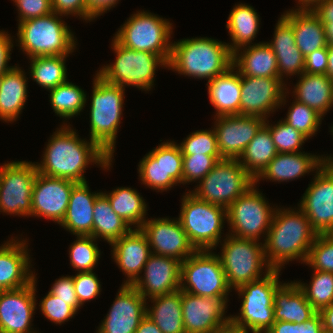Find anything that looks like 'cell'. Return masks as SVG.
I'll use <instances>...</instances> for the list:
<instances>
[{
    "label": "cell",
    "mask_w": 333,
    "mask_h": 333,
    "mask_svg": "<svg viewBox=\"0 0 333 333\" xmlns=\"http://www.w3.org/2000/svg\"><path fill=\"white\" fill-rule=\"evenodd\" d=\"M309 285L296 281L307 301L319 312L333 302V273L314 270Z\"/></svg>",
    "instance_id": "obj_43"
},
{
    "label": "cell",
    "mask_w": 333,
    "mask_h": 333,
    "mask_svg": "<svg viewBox=\"0 0 333 333\" xmlns=\"http://www.w3.org/2000/svg\"><path fill=\"white\" fill-rule=\"evenodd\" d=\"M240 75L279 77L277 58L266 42L242 47L233 53V65Z\"/></svg>",
    "instance_id": "obj_33"
},
{
    "label": "cell",
    "mask_w": 333,
    "mask_h": 333,
    "mask_svg": "<svg viewBox=\"0 0 333 333\" xmlns=\"http://www.w3.org/2000/svg\"><path fill=\"white\" fill-rule=\"evenodd\" d=\"M273 304L275 321L300 324L317 313L295 280L282 283L276 289Z\"/></svg>",
    "instance_id": "obj_32"
},
{
    "label": "cell",
    "mask_w": 333,
    "mask_h": 333,
    "mask_svg": "<svg viewBox=\"0 0 333 333\" xmlns=\"http://www.w3.org/2000/svg\"><path fill=\"white\" fill-rule=\"evenodd\" d=\"M13 38L8 32L0 30V76L13 66H8V62L11 60V50L13 46Z\"/></svg>",
    "instance_id": "obj_58"
},
{
    "label": "cell",
    "mask_w": 333,
    "mask_h": 333,
    "mask_svg": "<svg viewBox=\"0 0 333 333\" xmlns=\"http://www.w3.org/2000/svg\"><path fill=\"white\" fill-rule=\"evenodd\" d=\"M86 1V22L92 21L98 16L107 13L114 8L120 0H85Z\"/></svg>",
    "instance_id": "obj_57"
},
{
    "label": "cell",
    "mask_w": 333,
    "mask_h": 333,
    "mask_svg": "<svg viewBox=\"0 0 333 333\" xmlns=\"http://www.w3.org/2000/svg\"><path fill=\"white\" fill-rule=\"evenodd\" d=\"M281 270L272 269L264 277L245 283L235 289L242 298L240 313L230 315V321L251 333H265L275 322L274 294L282 284Z\"/></svg>",
    "instance_id": "obj_6"
},
{
    "label": "cell",
    "mask_w": 333,
    "mask_h": 333,
    "mask_svg": "<svg viewBox=\"0 0 333 333\" xmlns=\"http://www.w3.org/2000/svg\"><path fill=\"white\" fill-rule=\"evenodd\" d=\"M333 81L326 74L299 76L292 91L296 101L306 104L322 117L331 110Z\"/></svg>",
    "instance_id": "obj_35"
},
{
    "label": "cell",
    "mask_w": 333,
    "mask_h": 333,
    "mask_svg": "<svg viewBox=\"0 0 333 333\" xmlns=\"http://www.w3.org/2000/svg\"><path fill=\"white\" fill-rule=\"evenodd\" d=\"M328 45H333V22H322Z\"/></svg>",
    "instance_id": "obj_65"
},
{
    "label": "cell",
    "mask_w": 333,
    "mask_h": 333,
    "mask_svg": "<svg viewBox=\"0 0 333 333\" xmlns=\"http://www.w3.org/2000/svg\"><path fill=\"white\" fill-rule=\"evenodd\" d=\"M256 187L253 185L226 208L229 235L257 241L261 236L267 237L276 207H270Z\"/></svg>",
    "instance_id": "obj_12"
},
{
    "label": "cell",
    "mask_w": 333,
    "mask_h": 333,
    "mask_svg": "<svg viewBox=\"0 0 333 333\" xmlns=\"http://www.w3.org/2000/svg\"><path fill=\"white\" fill-rule=\"evenodd\" d=\"M18 10V23L53 13L51 0H12Z\"/></svg>",
    "instance_id": "obj_53"
},
{
    "label": "cell",
    "mask_w": 333,
    "mask_h": 333,
    "mask_svg": "<svg viewBox=\"0 0 333 333\" xmlns=\"http://www.w3.org/2000/svg\"><path fill=\"white\" fill-rule=\"evenodd\" d=\"M102 192H91L87 182L77 183L71 191L64 219L59 224L75 236H93L94 204Z\"/></svg>",
    "instance_id": "obj_29"
},
{
    "label": "cell",
    "mask_w": 333,
    "mask_h": 333,
    "mask_svg": "<svg viewBox=\"0 0 333 333\" xmlns=\"http://www.w3.org/2000/svg\"><path fill=\"white\" fill-rule=\"evenodd\" d=\"M53 132L42 155L41 163L34 162L38 173L54 178H64L76 183L87 182L85 170L88 165H99L110 170L113 158L96 142L78 137L76 130L65 120Z\"/></svg>",
    "instance_id": "obj_1"
},
{
    "label": "cell",
    "mask_w": 333,
    "mask_h": 333,
    "mask_svg": "<svg viewBox=\"0 0 333 333\" xmlns=\"http://www.w3.org/2000/svg\"><path fill=\"white\" fill-rule=\"evenodd\" d=\"M330 132L332 133L331 135H333V125H331L330 127ZM333 155H329V156H324L323 155V165L329 169H333Z\"/></svg>",
    "instance_id": "obj_66"
},
{
    "label": "cell",
    "mask_w": 333,
    "mask_h": 333,
    "mask_svg": "<svg viewBox=\"0 0 333 333\" xmlns=\"http://www.w3.org/2000/svg\"><path fill=\"white\" fill-rule=\"evenodd\" d=\"M220 244L221 253L217 256L231 289L235 290L245 283L260 279L272 270L265 257L264 242L226 234Z\"/></svg>",
    "instance_id": "obj_9"
},
{
    "label": "cell",
    "mask_w": 333,
    "mask_h": 333,
    "mask_svg": "<svg viewBox=\"0 0 333 333\" xmlns=\"http://www.w3.org/2000/svg\"><path fill=\"white\" fill-rule=\"evenodd\" d=\"M264 126L270 131L278 153L301 152V146L308 140L305 135L283 120H279L276 124H269V120L266 119Z\"/></svg>",
    "instance_id": "obj_46"
},
{
    "label": "cell",
    "mask_w": 333,
    "mask_h": 333,
    "mask_svg": "<svg viewBox=\"0 0 333 333\" xmlns=\"http://www.w3.org/2000/svg\"><path fill=\"white\" fill-rule=\"evenodd\" d=\"M110 246L114 262L127 277L122 285H133L152 254L147 237L140 228H133Z\"/></svg>",
    "instance_id": "obj_26"
},
{
    "label": "cell",
    "mask_w": 333,
    "mask_h": 333,
    "mask_svg": "<svg viewBox=\"0 0 333 333\" xmlns=\"http://www.w3.org/2000/svg\"><path fill=\"white\" fill-rule=\"evenodd\" d=\"M277 207L263 242L267 263L281 270L289 261L305 263L318 233L299 207Z\"/></svg>",
    "instance_id": "obj_2"
},
{
    "label": "cell",
    "mask_w": 333,
    "mask_h": 333,
    "mask_svg": "<svg viewBox=\"0 0 333 333\" xmlns=\"http://www.w3.org/2000/svg\"><path fill=\"white\" fill-rule=\"evenodd\" d=\"M277 153L270 131L263 126L249 142L238 161L256 179Z\"/></svg>",
    "instance_id": "obj_40"
},
{
    "label": "cell",
    "mask_w": 333,
    "mask_h": 333,
    "mask_svg": "<svg viewBox=\"0 0 333 333\" xmlns=\"http://www.w3.org/2000/svg\"><path fill=\"white\" fill-rule=\"evenodd\" d=\"M54 13L63 16H79L86 21V1L85 0H51Z\"/></svg>",
    "instance_id": "obj_54"
},
{
    "label": "cell",
    "mask_w": 333,
    "mask_h": 333,
    "mask_svg": "<svg viewBox=\"0 0 333 333\" xmlns=\"http://www.w3.org/2000/svg\"><path fill=\"white\" fill-rule=\"evenodd\" d=\"M38 170L35 163L11 161L0 166V212L32 217V189Z\"/></svg>",
    "instance_id": "obj_14"
},
{
    "label": "cell",
    "mask_w": 333,
    "mask_h": 333,
    "mask_svg": "<svg viewBox=\"0 0 333 333\" xmlns=\"http://www.w3.org/2000/svg\"><path fill=\"white\" fill-rule=\"evenodd\" d=\"M111 44L112 51L116 53L115 62L97 70V74L108 83L124 89L134 86L146 92L154 85L157 68H168V63L159 55L126 48L114 37Z\"/></svg>",
    "instance_id": "obj_7"
},
{
    "label": "cell",
    "mask_w": 333,
    "mask_h": 333,
    "mask_svg": "<svg viewBox=\"0 0 333 333\" xmlns=\"http://www.w3.org/2000/svg\"><path fill=\"white\" fill-rule=\"evenodd\" d=\"M36 284L37 277L25 287L0 292V333H39L32 328Z\"/></svg>",
    "instance_id": "obj_20"
},
{
    "label": "cell",
    "mask_w": 333,
    "mask_h": 333,
    "mask_svg": "<svg viewBox=\"0 0 333 333\" xmlns=\"http://www.w3.org/2000/svg\"><path fill=\"white\" fill-rule=\"evenodd\" d=\"M141 184L164 192L182 184L183 155L175 141L161 142L148 152L138 165Z\"/></svg>",
    "instance_id": "obj_15"
},
{
    "label": "cell",
    "mask_w": 333,
    "mask_h": 333,
    "mask_svg": "<svg viewBox=\"0 0 333 333\" xmlns=\"http://www.w3.org/2000/svg\"><path fill=\"white\" fill-rule=\"evenodd\" d=\"M323 166V155L311 153H277L274 159L255 179V185L259 180H272V182H288L305 176L310 172L316 173ZM316 170V171H315Z\"/></svg>",
    "instance_id": "obj_27"
},
{
    "label": "cell",
    "mask_w": 333,
    "mask_h": 333,
    "mask_svg": "<svg viewBox=\"0 0 333 333\" xmlns=\"http://www.w3.org/2000/svg\"><path fill=\"white\" fill-rule=\"evenodd\" d=\"M93 236H77L69 247L70 266L78 272H90L98 264L101 252Z\"/></svg>",
    "instance_id": "obj_44"
},
{
    "label": "cell",
    "mask_w": 333,
    "mask_h": 333,
    "mask_svg": "<svg viewBox=\"0 0 333 333\" xmlns=\"http://www.w3.org/2000/svg\"><path fill=\"white\" fill-rule=\"evenodd\" d=\"M326 235L331 239V241H333V228L331 230H329Z\"/></svg>",
    "instance_id": "obj_67"
},
{
    "label": "cell",
    "mask_w": 333,
    "mask_h": 333,
    "mask_svg": "<svg viewBox=\"0 0 333 333\" xmlns=\"http://www.w3.org/2000/svg\"><path fill=\"white\" fill-rule=\"evenodd\" d=\"M77 183L37 173L32 189V217L60 224L65 217L72 188Z\"/></svg>",
    "instance_id": "obj_22"
},
{
    "label": "cell",
    "mask_w": 333,
    "mask_h": 333,
    "mask_svg": "<svg viewBox=\"0 0 333 333\" xmlns=\"http://www.w3.org/2000/svg\"><path fill=\"white\" fill-rule=\"evenodd\" d=\"M328 52V66L326 70V75L333 81V45L327 46Z\"/></svg>",
    "instance_id": "obj_63"
},
{
    "label": "cell",
    "mask_w": 333,
    "mask_h": 333,
    "mask_svg": "<svg viewBox=\"0 0 333 333\" xmlns=\"http://www.w3.org/2000/svg\"><path fill=\"white\" fill-rule=\"evenodd\" d=\"M333 107V86H332V103H331V108Z\"/></svg>",
    "instance_id": "obj_68"
},
{
    "label": "cell",
    "mask_w": 333,
    "mask_h": 333,
    "mask_svg": "<svg viewBox=\"0 0 333 333\" xmlns=\"http://www.w3.org/2000/svg\"><path fill=\"white\" fill-rule=\"evenodd\" d=\"M283 16L292 24L296 46L304 56L328 46L324 24L312 9H290Z\"/></svg>",
    "instance_id": "obj_30"
},
{
    "label": "cell",
    "mask_w": 333,
    "mask_h": 333,
    "mask_svg": "<svg viewBox=\"0 0 333 333\" xmlns=\"http://www.w3.org/2000/svg\"><path fill=\"white\" fill-rule=\"evenodd\" d=\"M143 270L144 276H140L133 286L145 300L180 290L181 262L179 260L151 254Z\"/></svg>",
    "instance_id": "obj_24"
},
{
    "label": "cell",
    "mask_w": 333,
    "mask_h": 333,
    "mask_svg": "<svg viewBox=\"0 0 333 333\" xmlns=\"http://www.w3.org/2000/svg\"><path fill=\"white\" fill-rule=\"evenodd\" d=\"M172 30L173 24L168 19L139 10L120 26L114 38L126 48L151 52L169 63Z\"/></svg>",
    "instance_id": "obj_10"
},
{
    "label": "cell",
    "mask_w": 333,
    "mask_h": 333,
    "mask_svg": "<svg viewBox=\"0 0 333 333\" xmlns=\"http://www.w3.org/2000/svg\"><path fill=\"white\" fill-rule=\"evenodd\" d=\"M184 194L178 220L191 244L196 250L216 249L227 221L226 208L208 203L190 191Z\"/></svg>",
    "instance_id": "obj_8"
},
{
    "label": "cell",
    "mask_w": 333,
    "mask_h": 333,
    "mask_svg": "<svg viewBox=\"0 0 333 333\" xmlns=\"http://www.w3.org/2000/svg\"><path fill=\"white\" fill-rule=\"evenodd\" d=\"M251 331L244 329L243 327L236 326L231 321L226 325L219 327L214 333H249Z\"/></svg>",
    "instance_id": "obj_62"
},
{
    "label": "cell",
    "mask_w": 333,
    "mask_h": 333,
    "mask_svg": "<svg viewBox=\"0 0 333 333\" xmlns=\"http://www.w3.org/2000/svg\"><path fill=\"white\" fill-rule=\"evenodd\" d=\"M253 185L255 179L238 160L222 159L190 192L208 203L227 208Z\"/></svg>",
    "instance_id": "obj_11"
},
{
    "label": "cell",
    "mask_w": 333,
    "mask_h": 333,
    "mask_svg": "<svg viewBox=\"0 0 333 333\" xmlns=\"http://www.w3.org/2000/svg\"><path fill=\"white\" fill-rule=\"evenodd\" d=\"M73 281L75 293L82 306L101 294V282L93 271L77 272Z\"/></svg>",
    "instance_id": "obj_51"
},
{
    "label": "cell",
    "mask_w": 333,
    "mask_h": 333,
    "mask_svg": "<svg viewBox=\"0 0 333 333\" xmlns=\"http://www.w3.org/2000/svg\"><path fill=\"white\" fill-rule=\"evenodd\" d=\"M62 17L53 12L18 23L16 41L28 58L69 55L74 52L77 38Z\"/></svg>",
    "instance_id": "obj_4"
},
{
    "label": "cell",
    "mask_w": 333,
    "mask_h": 333,
    "mask_svg": "<svg viewBox=\"0 0 333 333\" xmlns=\"http://www.w3.org/2000/svg\"><path fill=\"white\" fill-rule=\"evenodd\" d=\"M16 239V240H15ZM27 239L12 237L0 246V289L14 290L29 285L36 277L31 270Z\"/></svg>",
    "instance_id": "obj_25"
},
{
    "label": "cell",
    "mask_w": 333,
    "mask_h": 333,
    "mask_svg": "<svg viewBox=\"0 0 333 333\" xmlns=\"http://www.w3.org/2000/svg\"><path fill=\"white\" fill-rule=\"evenodd\" d=\"M146 315L162 333H185L182 318L181 290L148 299Z\"/></svg>",
    "instance_id": "obj_37"
},
{
    "label": "cell",
    "mask_w": 333,
    "mask_h": 333,
    "mask_svg": "<svg viewBox=\"0 0 333 333\" xmlns=\"http://www.w3.org/2000/svg\"><path fill=\"white\" fill-rule=\"evenodd\" d=\"M328 66L327 47L309 53L305 56L304 72L309 74H326Z\"/></svg>",
    "instance_id": "obj_55"
},
{
    "label": "cell",
    "mask_w": 333,
    "mask_h": 333,
    "mask_svg": "<svg viewBox=\"0 0 333 333\" xmlns=\"http://www.w3.org/2000/svg\"><path fill=\"white\" fill-rule=\"evenodd\" d=\"M49 292L63 301H79L75 293L73 276L56 279Z\"/></svg>",
    "instance_id": "obj_56"
},
{
    "label": "cell",
    "mask_w": 333,
    "mask_h": 333,
    "mask_svg": "<svg viewBox=\"0 0 333 333\" xmlns=\"http://www.w3.org/2000/svg\"><path fill=\"white\" fill-rule=\"evenodd\" d=\"M297 205L318 234L333 228V169L324 165L316 171Z\"/></svg>",
    "instance_id": "obj_17"
},
{
    "label": "cell",
    "mask_w": 333,
    "mask_h": 333,
    "mask_svg": "<svg viewBox=\"0 0 333 333\" xmlns=\"http://www.w3.org/2000/svg\"><path fill=\"white\" fill-rule=\"evenodd\" d=\"M275 53L279 78L304 73L305 56L296 46L292 24L283 16L275 26L273 40L266 42Z\"/></svg>",
    "instance_id": "obj_28"
},
{
    "label": "cell",
    "mask_w": 333,
    "mask_h": 333,
    "mask_svg": "<svg viewBox=\"0 0 333 333\" xmlns=\"http://www.w3.org/2000/svg\"><path fill=\"white\" fill-rule=\"evenodd\" d=\"M206 85L208 98L216 110L215 117L240 114L241 75L233 66Z\"/></svg>",
    "instance_id": "obj_34"
},
{
    "label": "cell",
    "mask_w": 333,
    "mask_h": 333,
    "mask_svg": "<svg viewBox=\"0 0 333 333\" xmlns=\"http://www.w3.org/2000/svg\"><path fill=\"white\" fill-rule=\"evenodd\" d=\"M19 65L0 76V120L14 122L20 116L27 100L26 72Z\"/></svg>",
    "instance_id": "obj_31"
},
{
    "label": "cell",
    "mask_w": 333,
    "mask_h": 333,
    "mask_svg": "<svg viewBox=\"0 0 333 333\" xmlns=\"http://www.w3.org/2000/svg\"><path fill=\"white\" fill-rule=\"evenodd\" d=\"M297 7L294 9H313L319 2L323 0H296ZM299 5V6H298Z\"/></svg>",
    "instance_id": "obj_64"
},
{
    "label": "cell",
    "mask_w": 333,
    "mask_h": 333,
    "mask_svg": "<svg viewBox=\"0 0 333 333\" xmlns=\"http://www.w3.org/2000/svg\"><path fill=\"white\" fill-rule=\"evenodd\" d=\"M285 83L279 77L241 75L240 115L268 119L270 114L286 105L290 92Z\"/></svg>",
    "instance_id": "obj_16"
},
{
    "label": "cell",
    "mask_w": 333,
    "mask_h": 333,
    "mask_svg": "<svg viewBox=\"0 0 333 333\" xmlns=\"http://www.w3.org/2000/svg\"><path fill=\"white\" fill-rule=\"evenodd\" d=\"M212 251L196 250L181 262V291L201 297L229 298L232 289L227 284L219 257Z\"/></svg>",
    "instance_id": "obj_13"
},
{
    "label": "cell",
    "mask_w": 333,
    "mask_h": 333,
    "mask_svg": "<svg viewBox=\"0 0 333 333\" xmlns=\"http://www.w3.org/2000/svg\"><path fill=\"white\" fill-rule=\"evenodd\" d=\"M214 119L213 129L222 159L236 160L266 122L259 116L240 114L222 115Z\"/></svg>",
    "instance_id": "obj_19"
},
{
    "label": "cell",
    "mask_w": 333,
    "mask_h": 333,
    "mask_svg": "<svg viewBox=\"0 0 333 333\" xmlns=\"http://www.w3.org/2000/svg\"><path fill=\"white\" fill-rule=\"evenodd\" d=\"M133 227L128 225L112 209L108 198L101 193L95 200L93 217V237L104 239L111 245Z\"/></svg>",
    "instance_id": "obj_39"
},
{
    "label": "cell",
    "mask_w": 333,
    "mask_h": 333,
    "mask_svg": "<svg viewBox=\"0 0 333 333\" xmlns=\"http://www.w3.org/2000/svg\"><path fill=\"white\" fill-rule=\"evenodd\" d=\"M265 333H324L322 319L317 312L303 323L275 321Z\"/></svg>",
    "instance_id": "obj_52"
},
{
    "label": "cell",
    "mask_w": 333,
    "mask_h": 333,
    "mask_svg": "<svg viewBox=\"0 0 333 333\" xmlns=\"http://www.w3.org/2000/svg\"><path fill=\"white\" fill-rule=\"evenodd\" d=\"M318 313L322 319L324 333H333V302Z\"/></svg>",
    "instance_id": "obj_60"
},
{
    "label": "cell",
    "mask_w": 333,
    "mask_h": 333,
    "mask_svg": "<svg viewBox=\"0 0 333 333\" xmlns=\"http://www.w3.org/2000/svg\"><path fill=\"white\" fill-rule=\"evenodd\" d=\"M228 298L201 297L181 291L182 318L185 333H214L230 322L226 317Z\"/></svg>",
    "instance_id": "obj_18"
},
{
    "label": "cell",
    "mask_w": 333,
    "mask_h": 333,
    "mask_svg": "<svg viewBox=\"0 0 333 333\" xmlns=\"http://www.w3.org/2000/svg\"><path fill=\"white\" fill-rule=\"evenodd\" d=\"M69 55L29 58L30 77L47 91L67 81L66 59Z\"/></svg>",
    "instance_id": "obj_41"
},
{
    "label": "cell",
    "mask_w": 333,
    "mask_h": 333,
    "mask_svg": "<svg viewBox=\"0 0 333 333\" xmlns=\"http://www.w3.org/2000/svg\"><path fill=\"white\" fill-rule=\"evenodd\" d=\"M124 96L123 87L108 83L95 73L89 113V140L96 142L112 158L123 114Z\"/></svg>",
    "instance_id": "obj_5"
},
{
    "label": "cell",
    "mask_w": 333,
    "mask_h": 333,
    "mask_svg": "<svg viewBox=\"0 0 333 333\" xmlns=\"http://www.w3.org/2000/svg\"><path fill=\"white\" fill-rule=\"evenodd\" d=\"M305 264L312 267V271L314 269L333 273V241L326 234L316 236Z\"/></svg>",
    "instance_id": "obj_50"
},
{
    "label": "cell",
    "mask_w": 333,
    "mask_h": 333,
    "mask_svg": "<svg viewBox=\"0 0 333 333\" xmlns=\"http://www.w3.org/2000/svg\"><path fill=\"white\" fill-rule=\"evenodd\" d=\"M135 333H162L159 327L146 315L140 322Z\"/></svg>",
    "instance_id": "obj_61"
},
{
    "label": "cell",
    "mask_w": 333,
    "mask_h": 333,
    "mask_svg": "<svg viewBox=\"0 0 333 333\" xmlns=\"http://www.w3.org/2000/svg\"><path fill=\"white\" fill-rule=\"evenodd\" d=\"M312 10L321 19V22H333V0H323Z\"/></svg>",
    "instance_id": "obj_59"
},
{
    "label": "cell",
    "mask_w": 333,
    "mask_h": 333,
    "mask_svg": "<svg viewBox=\"0 0 333 333\" xmlns=\"http://www.w3.org/2000/svg\"><path fill=\"white\" fill-rule=\"evenodd\" d=\"M49 93L53 112L65 120L80 115L87 103V94L84 90L68 80L49 90Z\"/></svg>",
    "instance_id": "obj_42"
},
{
    "label": "cell",
    "mask_w": 333,
    "mask_h": 333,
    "mask_svg": "<svg viewBox=\"0 0 333 333\" xmlns=\"http://www.w3.org/2000/svg\"><path fill=\"white\" fill-rule=\"evenodd\" d=\"M286 116L282 120L301 132L308 139L316 135L320 129L322 119H324L315 110L296 100H293L291 106H289Z\"/></svg>",
    "instance_id": "obj_45"
},
{
    "label": "cell",
    "mask_w": 333,
    "mask_h": 333,
    "mask_svg": "<svg viewBox=\"0 0 333 333\" xmlns=\"http://www.w3.org/2000/svg\"><path fill=\"white\" fill-rule=\"evenodd\" d=\"M102 193L110 201L113 211L131 227L140 228L147 220L148 205L136 189L118 187L109 193Z\"/></svg>",
    "instance_id": "obj_38"
},
{
    "label": "cell",
    "mask_w": 333,
    "mask_h": 333,
    "mask_svg": "<svg viewBox=\"0 0 333 333\" xmlns=\"http://www.w3.org/2000/svg\"><path fill=\"white\" fill-rule=\"evenodd\" d=\"M182 155H220L214 129L196 130L178 144Z\"/></svg>",
    "instance_id": "obj_48"
},
{
    "label": "cell",
    "mask_w": 333,
    "mask_h": 333,
    "mask_svg": "<svg viewBox=\"0 0 333 333\" xmlns=\"http://www.w3.org/2000/svg\"><path fill=\"white\" fill-rule=\"evenodd\" d=\"M219 160L221 155H183L182 184L199 183Z\"/></svg>",
    "instance_id": "obj_49"
},
{
    "label": "cell",
    "mask_w": 333,
    "mask_h": 333,
    "mask_svg": "<svg viewBox=\"0 0 333 333\" xmlns=\"http://www.w3.org/2000/svg\"><path fill=\"white\" fill-rule=\"evenodd\" d=\"M233 65V54L226 42L208 37L172 41L168 69L207 82L224 74Z\"/></svg>",
    "instance_id": "obj_3"
},
{
    "label": "cell",
    "mask_w": 333,
    "mask_h": 333,
    "mask_svg": "<svg viewBox=\"0 0 333 333\" xmlns=\"http://www.w3.org/2000/svg\"><path fill=\"white\" fill-rule=\"evenodd\" d=\"M145 300L133 285H121L97 333H135L146 316Z\"/></svg>",
    "instance_id": "obj_23"
},
{
    "label": "cell",
    "mask_w": 333,
    "mask_h": 333,
    "mask_svg": "<svg viewBox=\"0 0 333 333\" xmlns=\"http://www.w3.org/2000/svg\"><path fill=\"white\" fill-rule=\"evenodd\" d=\"M39 304L43 316L56 325H62L72 319L82 307L79 301H63L49 291Z\"/></svg>",
    "instance_id": "obj_47"
},
{
    "label": "cell",
    "mask_w": 333,
    "mask_h": 333,
    "mask_svg": "<svg viewBox=\"0 0 333 333\" xmlns=\"http://www.w3.org/2000/svg\"><path fill=\"white\" fill-rule=\"evenodd\" d=\"M140 230L147 237L152 254L183 262L196 251L178 218H148Z\"/></svg>",
    "instance_id": "obj_21"
},
{
    "label": "cell",
    "mask_w": 333,
    "mask_h": 333,
    "mask_svg": "<svg viewBox=\"0 0 333 333\" xmlns=\"http://www.w3.org/2000/svg\"><path fill=\"white\" fill-rule=\"evenodd\" d=\"M260 18L253 6L239 3L230 11L226 28L229 31L231 43H227L230 52L252 45L259 31Z\"/></svg>",
    "instance_id": "obj_36"
}]
</instances>
